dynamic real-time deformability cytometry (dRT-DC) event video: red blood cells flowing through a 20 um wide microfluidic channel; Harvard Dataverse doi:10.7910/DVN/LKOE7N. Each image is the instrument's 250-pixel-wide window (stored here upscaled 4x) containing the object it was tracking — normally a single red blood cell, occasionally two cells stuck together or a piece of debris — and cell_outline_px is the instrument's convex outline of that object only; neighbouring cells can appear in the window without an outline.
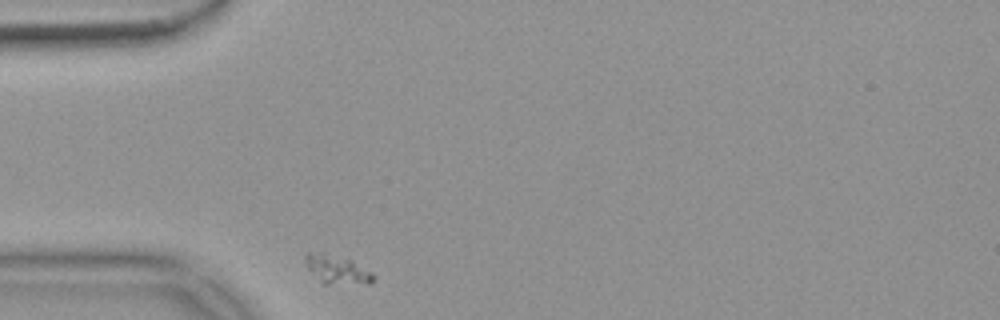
{"species": "common noctule bat (a hibernating species)", "species_latin": "Nyctalus noctula", "temperature_condition": "warm", "stored_images_in_passage": 33, "camera_frame_rate_fps": 3000, "um_per_image_px": 0.085, "animal": {"sex": "female", "body_mass_g": 18.4}, "frame": {"image": 1, "passage_image": 1, "time_ms": 0.0, "image_size_px": [1000, 320], "cell_outline_px": [[372, 284], [324, 284], [308, 268], [304, 260], [304, 256], [308, 252], [324, 252], [348, 260], [372, 272]], "centroid_in_image_um": [28.61, 22.92], "position_along_channel_um": 56.4, "area_um2": 11.04}}